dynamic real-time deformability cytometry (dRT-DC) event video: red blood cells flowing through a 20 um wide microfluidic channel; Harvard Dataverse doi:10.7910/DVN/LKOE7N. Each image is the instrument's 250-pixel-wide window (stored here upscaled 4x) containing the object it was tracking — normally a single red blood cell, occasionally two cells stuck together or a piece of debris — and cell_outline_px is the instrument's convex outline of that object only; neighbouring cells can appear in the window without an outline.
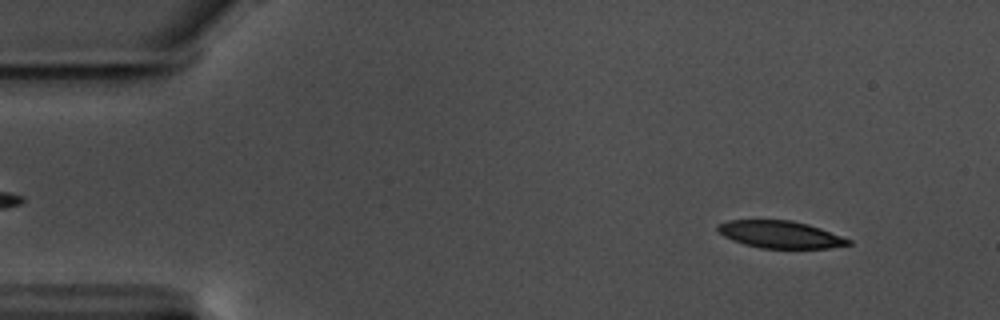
{"species": "common noctule bat (a hibernating species)", "species_latin": "Nyctalus noctula", "temperature_condition": "warm", "stored_images_in_passage": 57, "camera_frame_rate_fps": 3000, "um_per_image_px": 0.085, "animal": {"sex": "male", "body_mass_g": 17.5, "forearm_length_mm": 52.3}, "frame": {"image": 1, "passage_image": 5, "time_ms": 1.333, "image_size_px": [1000, 320], "cell_outline_px": [[852, 244], [828, 248], [760, 248], [744, 244], [732, 240], [724, 236], [716, 228], [716, 224], [728, 220], [792, 220], [808, 224], [820, 228], [852, 240]], "centroid_in_image_um": [66.31, 19.92], "position_along_channel_um": 18.7, "area_um2": 20.75}}
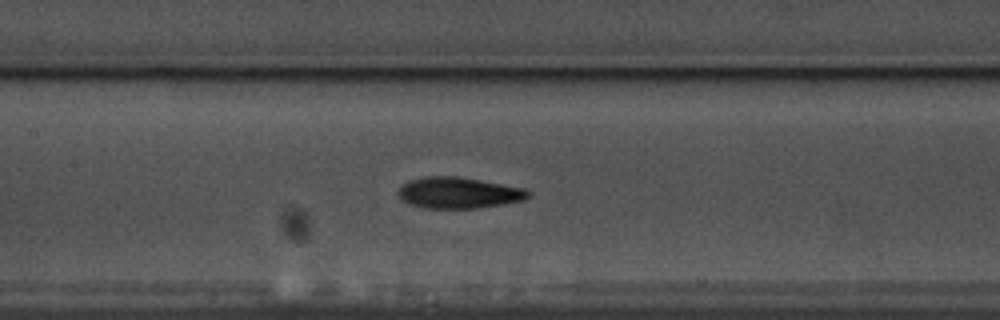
{"frame": {"image": 2, "passage_image": 26, "time_ms": 8.333, "image_size_px": [1000, 320], "cell_outline_px": [[532, 196], [524, 200], [504, 204], [480, 208], [420, 208], [408, 204], [400, 200], [396, 192], [404, 184], [412, 180], [424, 176], [456, 176], [480, 180], [524, 188], [532, 192]], "centroid_in_image_um": [38.99, 16.4], "position_along_channel_um": 168.4, "area_um2": 23.87}}
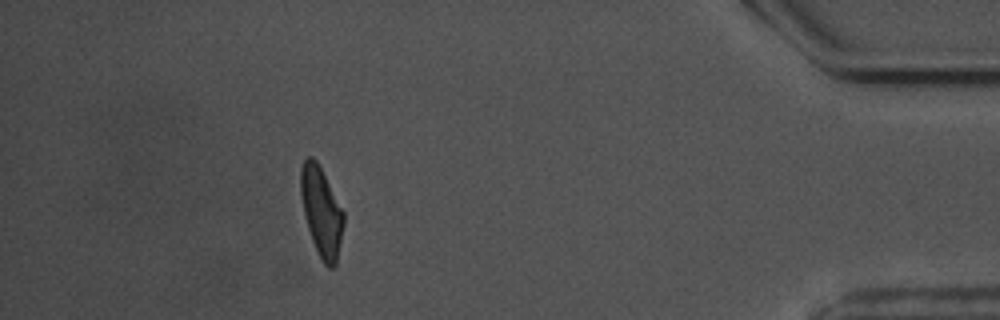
{"frame": {"image": 3, "passage_image": 51, "time_ms": 16.667, "image_size_px": [1000, 320], "cell_outline_px": [[344, 224], [336, 264], [332, 268], [328, 268], [324, 264], [312, 240], [308, 228], [304, 212], [300, 192], [300, 168], [304, 160], [308, 156], [312, 156], [316, 160], [344, 212]], "centroid_in_image_um": [27.32, 17.98], "position_along_channel_um": 407.9, "area_um2": 22.02}, "authors_computed_cell_mechanics": {"area_um2": 22.542, "velocity_mm_per_s": 3.5243, "shape_relaxation_time_tau1_ms": 3.4675, "shape_relaxation_time_tau2_ms": 3.769, "deformation_change_tau1": 0.1727, "deformation_change_tau2": 0.1244}}